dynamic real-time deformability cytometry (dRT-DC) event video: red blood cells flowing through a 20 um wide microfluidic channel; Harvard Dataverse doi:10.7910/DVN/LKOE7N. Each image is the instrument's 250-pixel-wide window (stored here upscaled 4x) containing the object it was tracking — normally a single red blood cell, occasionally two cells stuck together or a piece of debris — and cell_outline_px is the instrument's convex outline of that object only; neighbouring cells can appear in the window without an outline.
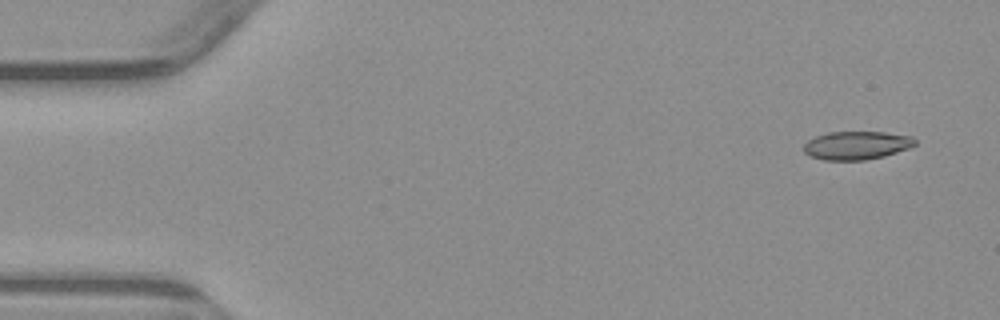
{"species": "common noctule bat (a hibernating species)", "species_latin": "Nyctalus noctula", "temperature_condition": "warm", "stored_images_in_passage": 4, "camera_frame_rate_fps": 3000, "um_per_image_px": 0.085, "animal": {"sex": "male", "body_mass_g": 23.1, "forearm_length_mm": 52.7}, "frame": {"image": 1, "passage_image": 1, "time_ms": 0.0, "image_size_px": [1000, 320], "cell_outline_px": [[916, 144], [908, 148], [884, 156], [864, 160], [824, 160], [808, 156], [804, 152], [804, 144], [808, 140], [816, 136], [828, 132], [884, 132], [912, 136], [916, 140]], "centroid_in_image_um": [72.79, 12.35], "position_along_channel_um": 12.2, "area_um2": 18.38}}
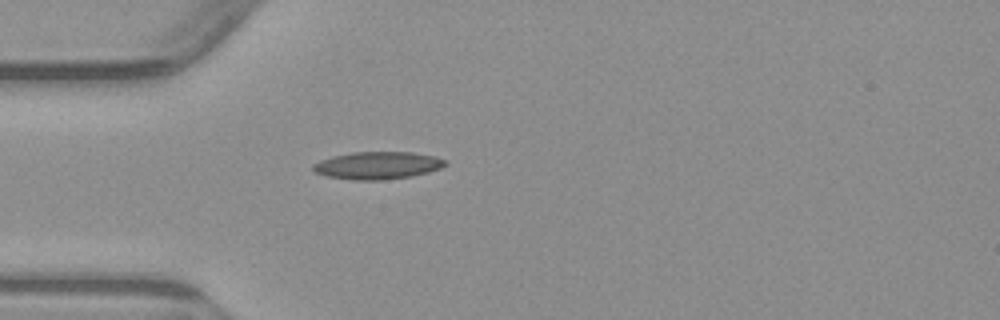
{"frame": {"image": 2, "passage_image": 4, "time_ms": 4.0, "image_size_px": [1000, 320], "cell_outline_px": [[448, 164], [440, 168], [428, 172], [412, 176], [384, 180], [352, 180], [324, 176], [316, 172], [312, 168], [312, 164], [320, 160], [332, 156], [352, 152], [412, 152], [436, 156], [448, 160]], "centroid_in_image_um": [32.1, 14.06], "position_along_channel_um": 52.9, "area_um2": 21.44}}